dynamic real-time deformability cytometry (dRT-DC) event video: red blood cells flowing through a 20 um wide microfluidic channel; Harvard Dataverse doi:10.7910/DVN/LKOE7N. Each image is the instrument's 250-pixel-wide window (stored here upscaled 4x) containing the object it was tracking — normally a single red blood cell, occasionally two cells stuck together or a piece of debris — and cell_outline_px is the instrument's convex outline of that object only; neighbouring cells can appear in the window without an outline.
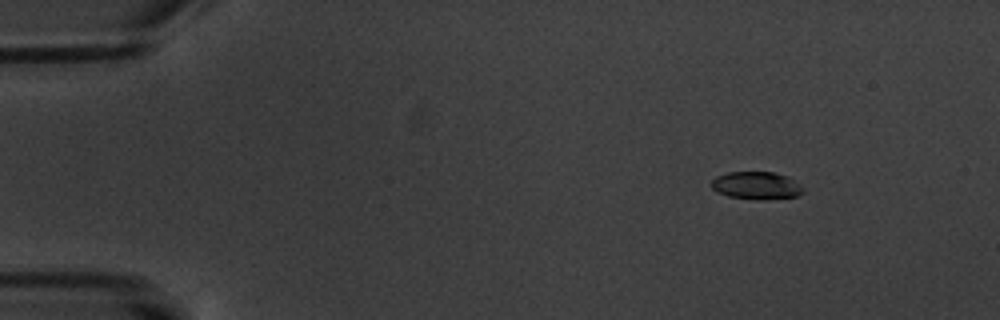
{"species": "common noctule bat (a hibernating species)", "species_latin": "Nyctalus noctula", "temperature_condition": "warm", "stored_images_in_passage": 6, "camera_frame_rate_fps": 3000, "um_per_image_px": 0.085, "animal": {"sex": "male", "body_mass_g": 20.1, "forearm_length_mm": 53.5}, "frame": {"image": 1, "passage_image": 3, "time_ms": 2.333, "image_size_px": [1000, 320], "cell_outline_px": [[804, 192], [800, 196], [764, 200], [756, 200], [728, 196], [716, 192], [712, 188], [712, 180], [716, 176], [728, 172], [772, 172], [788, 176], [804, 188]], "centroid_in_image_um": [64.31, 15.78], "position_along_channel_um": 20.7, "area_um2": 14.97}}
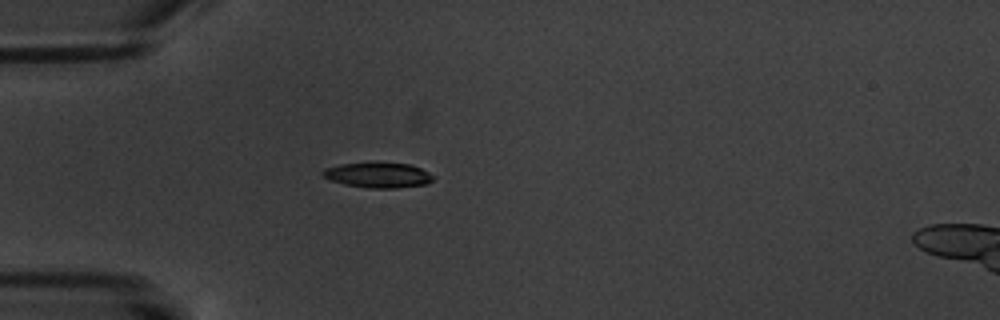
{"frame": {"image": 2, "passage_image": 6, "time_ms": 5.667, "image_size_px": [1000, 320], "cell_outline_px": [[436, 176], [428, 184], [396, 188], [368, 188], [344, 184], [332, 180], [324, 176], [320, 172], [324, 168], [340, 164], [372, 160], [376, 160], [408, 164], [420, 168]], "centroid_in_image_um": [32.14, 14.84], "position_along_channel_um": 52.9, "area_um2": 16.88}}